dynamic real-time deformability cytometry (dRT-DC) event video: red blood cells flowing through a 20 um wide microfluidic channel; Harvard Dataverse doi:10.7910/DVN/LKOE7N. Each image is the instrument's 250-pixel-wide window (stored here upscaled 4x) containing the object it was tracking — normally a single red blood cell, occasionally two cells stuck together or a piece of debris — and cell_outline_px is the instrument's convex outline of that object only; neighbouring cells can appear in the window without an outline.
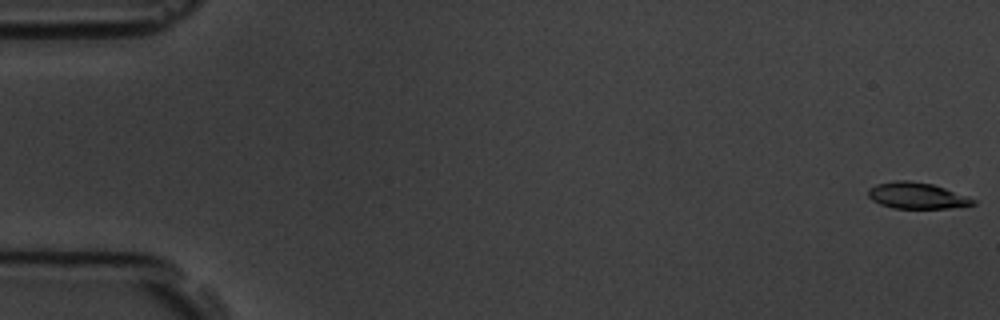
{"species": "common noctule bat (a hibernating species)", "species_latin": "Nyctalus noctula", "temperature_condition": "room temperature", "stored_images_in_passage": 6, "camera_frame_rate_fps": 3000, "um_per_image_px": 0.085, "animal": {"sex": "male", "body_mass_g": 19.5, "forearm_length_mm": 54.6}, "frame": {"image": 1, "passage_image": 1, "time_ms": 0.0, "image_size_px": [1000, 320], "cell_outline_px": [[976, 204], [948, 208], [892, 208], [880, 204], [872, 200], [868, 196], [868, 188], [876, 184], [896, 180], [908, 180], [932, 184], [944, 188], [976, 200]], "centroid_in_image_um": [77.88, 16.62], "position_along_channel_um": 7.1, "area_um2": 15.9}}
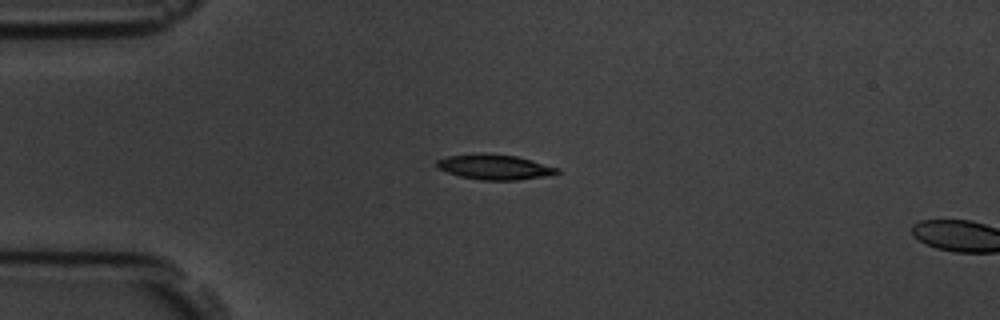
{"frame": {"image": 2, "passage_image": 5, "time_ms": 4.333, "image_size_px": [1000, 320], "cell_outline_px": [[560, 172], [544, 176], [516, 180], [480, 180], [460, 176], [436, 168], [436, 160], [448, 156], [516, 156], [560, 168]], "centroid_in_image_um": [42.06, 14.24], "position_along_channel_um": 42.9, "area_um2": 16.65}}